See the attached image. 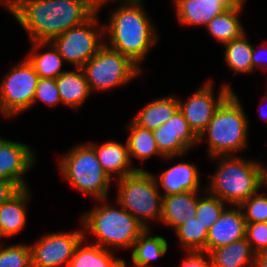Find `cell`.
<instances>
[{"instance_id":"cell-1","label":"cell","mask_w":267,"mask_h":267,"mask_svg":"<svg viewBox=\"0 0 267 267\" xmlns=\"http://www.w3.org/2000/svg\"><path fill=\"white\" fill-rule=\"evenodd\" d=\"M33 42H51L93 13L72 0H1Z\"/></svg>"},{"instance_id":"cell-2","label":"cell","mask_w":267,"mask_h":267,"mask_svg":"<svg viewBox=\"0 0 267 267\" xmlns=\"http://www.w3.org/2000/svg\"><path fill=\"white\" fill-rule=\"evenodd\" d=\"M122 1L125 5L111 14L108 25L103 29L109 34V47L138 66L158 38L150 18L141 9L142 0Z\"/></svg>"},{"instance_id":"cell-3","label":"cell","mask_w":267,"mask_h":267,"mask_svg":"<svg viewBox=\"0 0 267 267\" xmlns=\"http://www.w3.org/2000/svg\"><path fill=\"white\" fill-rule=\"evenodd\" d=\"M243 110L235 92L218 107L207 128L199 136L201 141L202 137L208 135L211 158L229 156L246 147L248 120Z\"/></svg>"},{"instance_id":"cell-4","label":"cell","mask_w":267,"mask_h":267,"mask_svg":"<svg viewBox=\"0 0 267 267\" xmlns=\"http://www.w3.org/2000/svg\"><path fill=\"white\" fill-rule=\"evenodd\" d=\"M262 165L239 159L236 156H222L216 174L212 176L207 193L217 196L232 205H240L262 187ZM209 191V192H208Z\"/></svg>"},{"instance_id":"cell-5","label":"cell","mask_w":267,"mask_h":267,"mask_svg":"<svg viewBox=\"0 0 267 267\" xmlns=\"http://www.w3.org/2000/svg\"><path fill=\"white\" fill-rule=\"evenodd\" d=\"M83 224L99 237L97 244L120 248L133 247L146 228L123 207L114 209L107 204L96 207L83 216Z\"/></svg>"},{"instance_id":"cell-6","label":"cell","mask_w":267,"mask_h":267,"mask_svg":"<svg viewBox=\"0 0 267 267\" xmlns=\"http://www.w3.org/2000/svg\"><path fill=\"white\" fill-rule=\"evenodd\" d=\"M157 178L149 172L138 169L134 173L118 179V201L121 207L149 229L143 218L162 217V197L159 193ZM140 216V217H139Z\"/></svg>"},{"instance_id":"cell-7","label":"cell","mask_w":267,"mask_h":267,"mask_svg":"<svg viewBox=\"0 0 267 267\" xmlns=\"http://www.w3.org/2000/svg\"><path fill=\"white\" fill-rule=\"evenodd\" d=\"M59 167L62 175L74 187L105 202L111 178L102 169L90 144L73 148L59 162Z\"/></svg>"},{"instance_id":"cell-8","label":"cell","mask_w":267,"mask_h":267,"mask_svg":"<svg viewBox=\"0 0 267 267\" xmlns=\"http://www.w3.org/2000/svg\"><path fill=\"white\" fill-rule=\"evenodd\" d=\"M90 91L106 90L127 83L140 68L128 57L104 43L82 67Z\"/></svg>"},{"instance_id":"cell-9","label":"cell","mask_w":267,"mask_h":267,"mask_svg":"<svg viewBox=\"0 0 267 267\" xmlns=\"http://www.w3.org/2000/svg\"><path fill=\"white\" fill-rule=\"evenodd\" d=\"M38 80L39 76L28 59L14 67L0 85V110L3 115L14 116L30 109Z\"/></svg>"},{"instance_id":"cell-10","label":"cell","mask_w":267,"mask_h":267,"mask_svg":"<svg viewBox=\"0 0 267 267\" xmlns=\"http://www.w3.org/2000/svg\"><path fill=\"white\" fill-rule=\"evenodd\" d=\"M97 14H93L84 23L74 26L63 34L55 37L51 43L57 48L59 54L76 68H82L104 44L100 43L95 29ZM99 40V41H98Z\"/></svg>"},{"instance_id":"cell-11","label":"cell","mask_w":267,"mask_h":267,"mask_svg":"<svg viewBox=\"0 0 267 267\" xmlns=\"http://www.w3.org/2000/svg\"><path fill=\"white\" fill-rule=\"evenodd\" d=\"M82 230L68 233H50L42 237L31 248L32 267L69 266L75 249L84 241Z\"/></svg>"},{"instance_id":"cell-12","label":"cell","mask_w":267,"mask_h":267,"mask_svg":"<svg viewBox=\"0 0 267 267\" xmlns=\"http://www.w3.org/2000/svg\"><path fill=\"white\" fill-rule=\"evenodd\" d=\"M211 85L210 82L205 83L187 102L182 103L178 99L179 111L198 137L207 128L221 103L233 92L230 86H222L215 101Z\"/></svg>"},{"instance_id":"cell-13","label":"cell","mask_w":267,"mask_h":267,"mask_svg":"<svg viewBox=\"0 0 267 267\" xmlns=\"http://www.w3.org/2000/svg\"><path fill=\"white\" fill-rule=\"evenodd\" d=\"M152 132L160 153L167 159L182 156L187 149L199 142V137L179 110Z\"/></svg>"},{"instance_id":"cell-14","label":"cell","mask_w":267,"mask_h":267,"mask_svg":"<svg viewBox=\"0 0 267 267\" xmlns=\"http://www.w3.org/2000/svg\"><path fill=\"white\" fill-rule=\"evenodd\" d=\"M35 156L28 145L0 139V179L28 187L23 176L34 163Z\"/></svg>"},{"instance_id":"cell-15","label":"cell","mask_w":267,"mask_h":267,"mask_svg":"<svg viewBox=\"0 0 267 267\" xmlns=\"http://www.w3.org/2000/svg\"><path fill=\"white\" fill-rule=\"evenodd\" d=\"M237 209H224L219 219L209 229L206 252L231 244L246 235V221L243 211L238 205Z\"/></svg>"},{"instance_id":"cell-16","label":"cell","mask_w":267,"mask_h":267,"mask_svg":"<svg viewBox=\"0 0 267 267\" xmlns=\"http://www.w3.org/2000/svg\"><path fill=\"white\" fill-rule=\"evenodd\" d=\"M179 23L207 25L214 17L235 6L240 0H174Z\"/></svg>"},{"instance_id":"cell-17","label":"cell","mask_w":267,"mask_h":267,"mask_svg":"<svg viewBox=\"0 0 267 267\" xmlns=\"http://www.w3.org/2000/svg\"><path fill=\"white\" fill-rule=\"evenodd\" d=\"M90 145L94 148L102 169L110 178L112 173L119 174L117 175L118 180L138 170V168H132L129 165L132 159H130L127 144L125 146L118 142L109 141L100 147L95 143Z\"/></svg>"},{"instance_id":"cell-18","label":"cell","mask_w":267,"mask_h":267,"mask_svg":"<svg viewBox=\"0 0 267 267\" xmlns=\"http://www.w3.org/2000/svg\"><path fill=\"white\" fill-rule=\"evenodd\" d=\"M197 192H184L162 196L161 220L176 230L186 222L187 218H194L197 208Z\"/></svg>"},{"instance_id":"cell-19","label":"cell","mask_w":267,"mask_h":267,"mask_svg":"<svg viewBox=\"0 0 267 267\" xmlns=\"http://www.w3.org/2000/svg\"><path fill=\"white\" fill-rule=\"evenodd\" d=\"M28 187L20 188L0 206V236L19 232L26 223L25 204L29 198Z\"/></svg>"},{"instance_id":"cell-20","label":"cell","mask_w":267,"mask_h":267,"mask_svg":"<svg viewBox=\"0 0 267 267\" xmlns=\"http://www.w3.org/2000/svg\"><path fill=\"white\" fill-rule=\"evenodd\" d=\"M160 182L164 195L199 191V172L193 164L181 162L162 172Z\"/></svg>"},{"instance_id":"cell-21","label":"cell","mask_w":267,"mask_h":267,"mask_svg":"<svg viewBox=\"0 0 267 267\" xmlns=\"http://www.w3.org/2000/svg\"><path fill=\"white\" fill-rule=\"evenodd\" d=\"M246 237L231 244L220 246L210 252L213 267L254 266L255 253ZM252 252V253H251Z\"/></svg>"},{"instance_id":"cell-22","label":"cell","mask_w":267,"mask_h":267,"mask_svg":"<svg viewBox=\"0 0 267 267\" xmlns=\"http://www.w3.org/2000/svg\"><path fill=\"white\" fill-rule=\"evenodd\" d=\"M62 103L78 108L90 95V89L82 68L78 71H65L56 79Z\"/></svg>"},{"instance_id":"cell-23","label":"cell","mask_w":267,"mask_h":267,"mask_svg":"<svg viewBox=\"0 0 267 267\" xmlns=\"http://www.w3.org/2000/svg\"><path fill=\"white\" fill-rule=\"evenodd\" d=\"M179 110L178 99L166 97L147 104L132 121L141 128L156 130Z\"/></svg>"},{"instance_id":"cell-24","label":"cell","mask_w":267,"mask_h":267,"mask_svg":"<svg viewBox=\"0 0 267 267\" xmlns=\"http://www.w3.org/2000/svg\"><path fill=\"white\" fill-rule=\"evenodd\" d=\"M246 0H240L235 6L230 7L223 13L214 17L205 26L211 35L220 43L231 42L239 38L245 33L238 19V14L241 12L242 5Z\"/></svg>"},{"instance_id":"cell-25","label":"cell","mask_w":267,"mask_h":267,"mask_svg":"<svg viewBox=\"0 0 267 267\" xmlns=\"http://www.w3.org/2000/svg\"><path fill=\"white\" fill-rule=\"evenodd\" d=\"M81 243L76 247L68 267H115L122 260L115 258L105 247Z\"/></svg>"},{"instance_id":"cell-26","label":"cell","mask_w":267,"mask_h":267,"mask_svg":"<svg viewBox=\"0 0 267 267\" xmlns=\"http://www.w3.org/2000/svg\"><path fill=\"white\" fill-rule=\"evenodd\" d=\"M146 229L133 244L132 261L134 267H149L151 260L163 256L168 249L167 241L161 236H148Z\"/></svg>"},{"instance_id":"cell-27","label":"cell","mask_w":267,"mask_h":267,"mask_svg":"<svg viewBox=\"0 0 267 267\" xmlns=\"http://www.w3.org/2000/svg\"><path fill=\"white\" fill-rule=\"evenodd\" d=\"M47 44H51V42H33V50L27 59L33 65L39 78L56 79L59 75L65 72L60 69L64 59L59 54L57 48L52 43L49 52L47 51L44 54L35 52V49L40 46H46Z\"/></svg>"},{"instance_id":"cell-28","label":"cell","mask_w":267,"mask_h":267,"mask_svg":"<svg viewBox=\"0 0 267 267\" xmlns=\"http://www.w3.org/2000/svg\"><path fill=\"white\" fill-rule=\"evenodd\" d=\"M225 60L227 65L236 73L253 72L252 50L253 46L248 43L243 33L239 38L224 44Z\"/></svg>"},{"instance_id":"cell-29","label":"cell","mask_w":267,"mask_h":267,"mask_svg":"<svg viewBox=\"0 0 267 267\" xmlns=\"http://www.w3.org/2000/svg\"><path fill=\"white\" fill-rule=\"evenodd\" d=\"M129 127L131 133L127 140V146L130 159L131 157H137L143 161L154 154L164 157L158 149L152 131L139 127L133 121H131Z\"/></svg>"},{"instance_id":"cell-30","label":"cell","mask_w":267,"mask_h":267,"mask_svg":"<svg viewBox=\"0 0 267 267\" xmlns=\"http://www.w3.org/2000/svg\"><path fill=\"white\" fill-rule=\"evenodd\" d=\"M175 233L189 251H206L209 229L196 217L187 218L186 222L175 230Z\"/></svg>"},{"instance_id":"cell-31","label":"cell","mask_w":267,"mask_h":267,"mask_svg":"<svg viewBox=\"0 0 267 267\" xmlns=\"http://www.w3.org/2000/svg\"><path fill=\"white\" fill-rule=\"evenodd\" d=\"M224 204L220 198L209 193L207 197L198 198L195 217L210 229L225 209Z\"/></svg>"},{"instance_id":"cell-32","label":"cell","mask_w":267,"mask_h":267,"mask_svg":"<svg viewBox=\"0 0 267 267\" xmlns=\"http://www.w3.org/2000/svg\"><path fill=\"white\" fill-rule=\"evenodd\" d=\"M0 267H32L31 248L23 244L1 247Z\"/></svg>"},{"instance_id":"cell-33","label":"cell","mask_w":267,"mask_h":267,"mask_svg":"<svg viewBox=\"0 0 267 267\" xmlns=\"http://www.w3.org/2000/svg\"><path fill=\"white\" fill-rule=\"evenodd\" d=\"M246 223L267 222V196L254 194L240 205Z\"/></svg>"},{"instance_id":"cell-34","label":"cell","mask_w":267,"mask_h":267,"mask_svg":"<svg viewBox=\"0 0 267 267\" xmlns=\"http://www.w3.org/2000/svg\"><path fill=\"white\" fill-rule=\"evenodd\" d=\"M38 99L52 106L62 102L55 79L39 78L35 89L33 104Z\"/></svg>"},{"instance_id":"cell-35","label":"cell","mask_w":267,"mask_h":267,"mask_svg":"<svg viewBox=\"0 0 267 267\" xmlns=\"http://www.w3.org/2000/svg\"><path fill=\"white\" fill-rule=\"evenodd\" d=\"M245 237L254 253L267 250V222L247 223Z\"/></svg>"},{"instance_id":"cell-36","label":"cell","mask_w":267,"mask_h":267,"mask_svg":"<svg viewBox=\"0 0 267 267\" xmlns=\"http://www.w3.org/2000/svg\"><path fill=\"white\" fill-rule=\"evenodd\" d=\"M189 252L181 267H213L210 253L203 250H190ZM203 253L208 254V257L205 258Z\"/></svg>"},{"instance_id":"cell-37","label":"cell","mask_w":267,"mask_h":267,"mask_svg":"<svg viewBox=\"0 0 267 267\" xmlns=\"http://www.w3.org/2000/svg\"><path fill=\"white\" fill-rule=\"evenodd\" d=\"M19 189L20 188L14 182L0 179V206Z\"/></svg>"},{"instance_id":"cell-38","label":"cell","mask_w":267,"mask_h":267,"mask_svg":"<svg viewBox=\"0 0 267 267\" xmlns=\"http://www.w3.org/2000/svg\"><path fill=\"white\" fill-rule=\"evenodd\" d=\"M86 6L93 14H96L99 8H102L109 0H72Z\"/></svg>"},{"instance_id":"cell-39","label":"cell","mask_w":267,"mask_h":267,"mask_svg":"<svg viewBox=\"0 0 267 267\" xmlns=\"http://www.w3.org/2000/svg\"><path fill=\"white\" fill-rule=\"evenodd\" d=\"M253 267H267V250L255 253Z\"/></svg>"},{"instance_id":"cell-40","label":"cell","mask_w":267,"mask_h":267,"mask_svg":"<svg viewBox=\"0 0 267 267\" xmlns=\"http://www.w3.org/2000/svg\"><path fill=\"white\" fill-rule=\"evenodd\" d=\"M259 54H257V52L255 51V48L253 47V50H252V56H251V59H252V68L253 70H255V66H259V65H262V61H261V58H259ZM266 66L265 69H267V64L264 65V67Z\"/></svg>"},{"instance_id":"cell-41","label":"cell","mask_w":267,"mask_h":267,"mask_svg":"<svg viewBox=\"0 0 267 267\" xmlns=\"http://www.w3.org/2000/svg\"><path fill=\"white\" fill-rule=\"evenodd\" d=\"M267 185V169L262 167V185Z\"/></svg>"},{"instance_id":"cell-42","label":"cell","mask_w":267,"mask_h":267,"mask_svg":"<svg viewBox=\"0 0 267 267\" xmlns=\"http://www.w3.org/2000/svg\"><path fill=\"white\" fill-rule=\"evenodd\" d=\"M115 267H126L125 261L122 259Z\"/></svg>"}]
</instances>
